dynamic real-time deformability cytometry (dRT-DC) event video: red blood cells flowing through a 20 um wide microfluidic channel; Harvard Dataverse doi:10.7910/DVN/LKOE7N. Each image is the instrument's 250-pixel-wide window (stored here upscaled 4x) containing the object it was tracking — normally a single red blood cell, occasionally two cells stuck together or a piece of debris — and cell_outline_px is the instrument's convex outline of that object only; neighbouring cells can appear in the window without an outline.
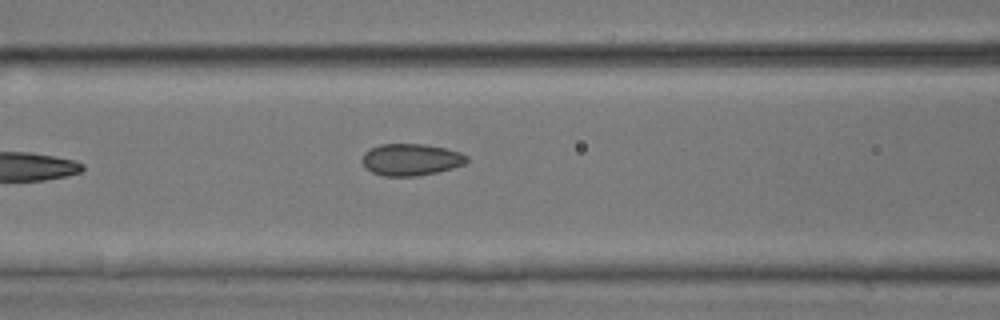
{"species": "common noctule bat (a hibernating species)", "species_latin": "Nyctalus noctula", "temperature_condition": "room temperature", "stored_images_in_passage": 6, "camera_frame_rate_fps": 3000, "um_per_image_px": 0.085, "animal": {"sex": "male", "body_mass_g": 17.9, "forearm_length_mm": 54.2}, "frame": {"image": 1, "passage_image": 6, "time_ms": 1.667, "image_size_px": [1000, 320], "cell_outline_px": [[468, 160], [464, 164], [452, 168], [436, 172], [416, 176], [384, 176], [372, 172], [364, 168], [360, 160], [364, 152], [380, 144], [424, 144], [444, 148], [460, 152], [468, 156]], "centroid_in_image_um": [34.89, 13.57], "position_along_channel_um": 131.7, "area_um2": 19.48}}